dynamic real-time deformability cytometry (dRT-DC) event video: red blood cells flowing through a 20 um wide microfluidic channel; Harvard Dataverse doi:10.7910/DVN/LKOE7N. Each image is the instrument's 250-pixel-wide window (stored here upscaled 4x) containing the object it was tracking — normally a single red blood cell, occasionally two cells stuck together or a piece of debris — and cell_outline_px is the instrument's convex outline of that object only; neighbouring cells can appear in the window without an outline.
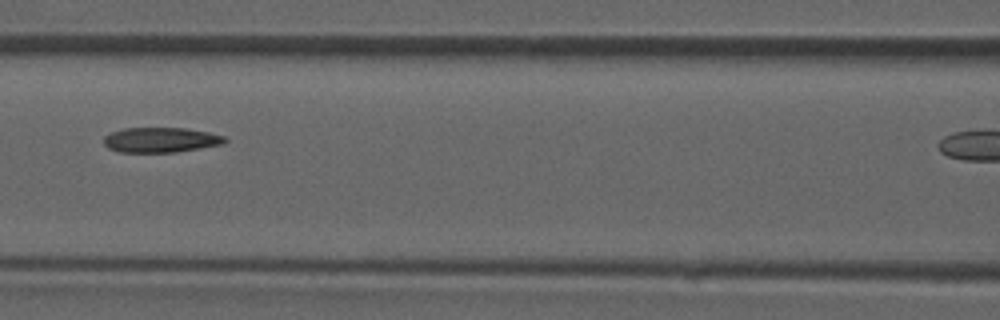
{"species": "common noctule bat (a hibernating species)", "species_latin": "Nyctalus noctula", "temperature_condition": "room temperature", "stored_images_in_passage": 35, "camera_frame_rate_fps": 3000, "um_per_image_px": 0.085, "animal": {"sex": "male", "forearm_length_mm": 52.5}, "frame": {"image": 1, "passage_image": 16, "time_ms": 5.0, "image_size_px": [1000, 320], "cell_outline_px": [[228, 140], [224, 144], [200, 148], [172, 152], [120, 152], [108, 148], [104, 144], [104, 136], [112, 132], [124, 128], [184, 128], [208, 132], [224, 136]], "centroid_in_image_um": [13.66, 11.89], "position_along_channel_um": 152.9, "area_um2": 17.57}}